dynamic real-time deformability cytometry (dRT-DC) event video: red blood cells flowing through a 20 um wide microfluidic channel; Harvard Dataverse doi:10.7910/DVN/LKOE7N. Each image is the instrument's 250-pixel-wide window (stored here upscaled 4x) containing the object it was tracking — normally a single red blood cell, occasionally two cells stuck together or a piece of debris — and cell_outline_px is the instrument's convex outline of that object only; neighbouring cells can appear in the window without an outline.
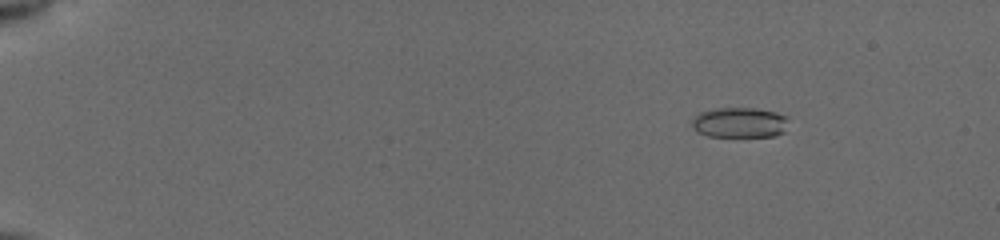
{"species": "common noctule bat (a hibernating species)", "species_latin": "Nyctalus noctula", "temperature_condition": "cold", "stored_images_in_passage": 10, "camera_frame_rate_fps": 3000, "um_per_image_px": 0.085, "animal": {"sex": "female", "body_mass_g": 19.5, "forearm_length_mm": 54.1}, "frame": {"image": 1, "passage_image": 1, "time_ms": 0.0, "image_size_px": [1000, 240], "cell_outline_px": [[788, 120], [784, 132], [776, 136], [708, 136], [696, 132], [692, 124], [692, 120], [700, 112], [720, 108], [752, 108], [776, 112], [788, 116]], "centroid_in_image_um": [62.89, 10.42], "position_along_channel_um": 22.1, "area_um2": 16.99}}